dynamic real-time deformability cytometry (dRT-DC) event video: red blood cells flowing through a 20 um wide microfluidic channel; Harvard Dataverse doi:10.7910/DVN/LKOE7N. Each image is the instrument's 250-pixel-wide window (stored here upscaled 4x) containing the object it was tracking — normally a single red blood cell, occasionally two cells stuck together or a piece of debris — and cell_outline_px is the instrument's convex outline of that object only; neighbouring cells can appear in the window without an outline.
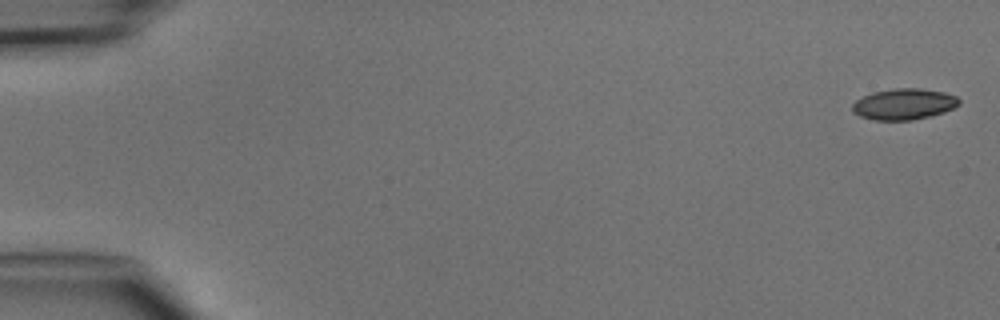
{"species": "common noctule bat (a hibernating species)", "species_latin": "Nyctalus noctula", "temperature_condition": "cold", "stored_images_in_passage": 6, "camera_frame_rate_fps": 3000, "um_per_image_px": 0.085, "animal": {"sex": "male", "body_mass_g": 15.6}, "frame": {"image": 1, "passage_image": 1, "time_ms": 0.0, "image_size_px": [1000, 320], "cell_outline_px": [[960, 104], [944, 112], [912, 120], [876, 120], [860, 116], [852, 112], [852, 104], [856, 100], [872, 92], [892, 88], [920, 88], [944, 92], [956, 96], [960, 100]], "centroid_in_image_um": [76.82, 8.84], "position_along_channel_um": 8.2, "area_um2": 19.31}}
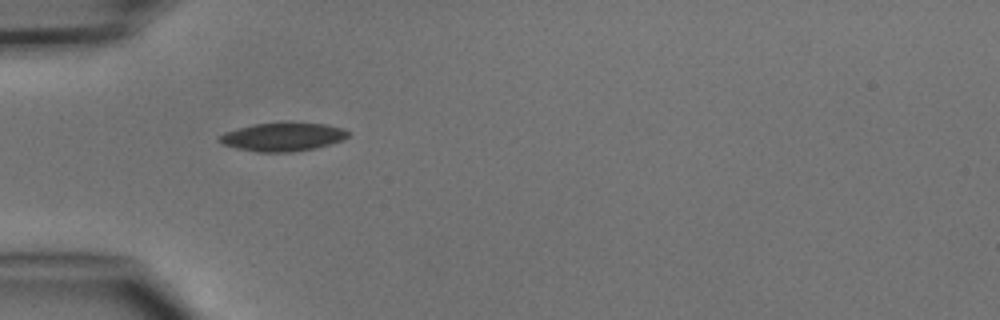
{"frame": {"image": 2, "passage_image": 5, "time_ms": 4.667, "image_size_px": [1000, 320], "cell_outline_px": [[348, 136], [344, 140], [316, 148], [292, 152], [256, 152], [236, 148], [224, 144], [216, 140], [216, 136], [224, 132], [256, 124], [288, 120], [328, 124], [344, 128], [348, 132]], "centroid_in_image_um": [24.06, 11.6], "position_along_channel_um": 60.9, "area_um2": 22.08}}